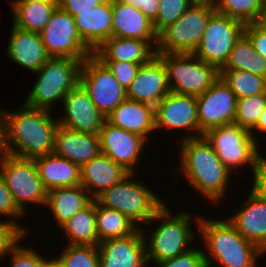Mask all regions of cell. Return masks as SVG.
<instances>
[{
  "label": "cell",
  "mask_w": 266,
  "mask_h": 267,
  "mask_svg": "<svg viewBox=\"0 0 266 267\" xmlns=\"http://www.w3.org/2000/svg\"><path fill=\"white\" fill-rule=\"evenodd\" d=\"M108 0H58V5L73 17L78 12H86L97 5L104 4Z\"/></svg>",
  "instance_id": "f6af8a7d"
},
{
  "label": "cell",
  "mask_w": 266,
  "mask_h": 267,
  "mask_svg": "<svg viewBox=\"0 0 266 267\" xmlns=\"http://www.w3.org/2000/svg\"><path fill=\"white\" fill-rule=\"evenodd\" d=\"M256 24L260 26L263 30L266 31V2L261 9V13L259 19L257 20Z\"/></svg>",
  "instance_id": "816d5d0a"
},
{
  "label": "cell",
  "mask_w": 266,
  "mask_h": 267,
  "mask_svg": "<svg viewBox=\"0 0 266 267\" xmlns=\"http://www.w3.org/2000/svg\"><path fill=\"white\" fill-rule=\"evenodd\" d=\"M244 35L252 43L254 50L266 60V31L252 23L245 25Z\"/></svg>",
  "instance_id": "ee69618b"
},
{
  "label": "cell",
  "mask_w": 266,
  "mask_h": 267,
  "mask_svg": "<svg viewBox=\"0 0 266 267\" xmlns=\"http://www.w3.org/2000/svg\"><path fill=\"white\" fill-rule=\"evenodd\" d=\"M53 153L82 167L101 153L99 136L73 131L58 125Z\"/></svg>",
  "instance_id": "603a6c76"
},
{
  "label": "cell",
  "mask_w": 266,
  "mask_h": 267,
  "mask_svg": "<svg viewBox=\"0 0 266 267\" xmlns=\"http://www.w3.org/2000/svg\"><path fill=\"white\" fill-rule=\"evenodd\" d=\"M106 121L116 127L150 140L155 133V107L146 103L125 99L107 117ZM149 139V140H148Z\"/></svg>",
  "instance_id": "cb8c5ba5"
},
{
  "label": "cell",
  "mask_w": 266,
  "mask_h": 267,
  "mask_svg": "<svg viewBox=\"0 0 266 267\" xmlns=\"http://www.w3.org/2000/svg\"><path fill=\"white\" fill-rule=\"evenodd\" d=\"M76 30L82 41L94 51L112 37V0L74 16Z\"/></svg>",
  "instance_id": "484cf974"
},
{
  "label": "cell",
  "mask_w": 266,
  "mask_h": 267,
  "mask_svg": "<svg viewBox=\"0 0 266 267\" xmlns=\"http://www.w3.org/2000/svg\"><path fill=\"white\" fill-rule=\"evenodd\" d=\"M41 2V1H58V0H12L11 2Z\"/></svg>",
  "instance_id": "f5cc1de1"
},
{
  "label": "cell",
  "mask_w": 266,
  "mask_h": 267,
  "mask_svg": "<svg viewBox=\"0 0 266 267\" xmlns=\"http://www.w3.org/2000/svg\"><path fill=\"white\" fill-rule=\"evenodd\" d=\"M166 205H168V203L145 224L147 226L151 225V222L152 224L156 221L158 223L160 222L159 224L157 223L156 228L148 234V231L145 230L148 229L146 226L141 228L146 243V259L148 266L149 264L151 266L152 262V264L155 265L158 262L174 258L188 251L192 248L190 245L198 240L196 238L198 234L194 232L192 226L196 224V229L198 230L201 214L195 216V214L193 215L188 212V209L187 211L183 210L184 212L179 211L176 214H172L173 211L169 210V207ZM194 216L195 218H193ZM193 219L194 223L192 222Z\"/></svg>",
  "instance_id": "277c9868"
},
{
  "label": "cell",
  "mask_w": 266,
  "mask_h": 267,
  "mask_svg": "<svg viewBox=\"0 0 266 267\" xmlns=\"http://www.w3.org/2000/svg\"><path fill=\"white\" fill-rule=\"evenodd\" d=\"M79 82L105 118L127 98L123 86L94 55L82 62Z\"/></svg>",
  "instance_id": "4fadbf2b"
},
{
  "label": "cell",
  "mask_w": 266,
  "mask_h": 267,
  "mask_svg": "<svg viewBox=\"0 0 266 267\" xmlns=\"http://www.w3.org/2000/svg\"><path fill=\"white\" fill-rule=\"evenodd\" d=\"M18 109L7 111L0 107L2 152L25 159L53 153L57 117L52 111L25 104Z\"/></svg>",
  "instance_id": "6da1fadb"
},
{
  "label": "cell",
  "mask_w": 266,
  "mask_h": 267,
  "mask_svg": "<svg viewBox=\"0 0 266 267\" xmlns=\"http://www.w3.org/2000/svg\"><path fill=\"white\" fill-rule=\"evenodd\" d=\"M112 36L145 41H158L153 22L140 9L112 0Z\"/></svg>",
  "instance_id": "d4e9b609"
},
{
  "label": "cell",
  "mask_w": 266,
  "mask_h": 267,
  "mask_svg": "<svg viewBox=\"0 0 266 267\" xmlns=\"http://www.w3.org/2000/svg\"><path fill=\"white\" fill-rule=\"evenodd\" d=\"M163 128L190 132L184 133L180 140L199 137L196 96L169 92L155 106V130Z\"/></svg>",
  "instance_id": "5bb4252c"
},
{
  "label": "cell",
  "mask_w": 266,
  "mask_h": 267,
  "mask_svg": "<svg viewBox=\"0 0 266 267\" xmlns=\"http://www.w3.org/2000/svg\"><path fill=\"white\" fill-rule=\"evenodd\" d=\"M94 199L81 185L50 189L47 194L46 210L52 213L58 229L74 214L88 206Z\"/></svg>",
  "instance_id": "f1b7e54d"
},
{
  "label": "cell",
  "mask_w": 266,
  "mask_h": 267,
  "mask_svg": "<svg viewBox=\"0 0 266 267\" xmlns=\"http://www.w3.org/2000/svg\"><path fill=\"white\" fill-rule=\"evenodd\" d=\"M165 65L170 92L198 96L220 77V70L193 53L156 54Z\"/></svg>",
  "instance_id": "9c48e42d"
},
{
  "label": "cell",
  "mask_w": 266,
  "mask_h": 267,
  "mask_svg": "<svg viewBox=\"0 0 266 267\" xmlns=\"http://www.w3.org/2000/svg\"><path fill=\"white\" fill-rule=\"evenodd\" d=\"M169 92L165 65L156 55L148 63L140 65L126 90V97L155 107Z\"/></svg>",
  "instance_id": "ffe728a7"
},
{
  "label": "cell",
  "mask_w": 266,
  "mask_h": 267,
  "mask_svg": "<svg viewBox=\"0 0 266 267\" xmlns=\"http://www.w3.org/2000/svg\"><path fill=\"white\" fill-rule=\"evenodd\" d=\"M109 71L113 74L115 79L123 86L125 90L128 89L140 68V64L130 62H102Z\"/></svg>",
  "instance_id": "b9f144b4"
},
{
  "label": "cell",
  "mask_w": 266,
  "mask_h": 267,
  "mask_svg": "<svg viewBox=\"0 0 266 267\" xmlns=\"http://www.w3.org/2000/svg\"><path fill=\"white\" fill-rule=\"evenodd\" d=\"M191 5L190 0H160L158 15L153 22L155 32L159 34L175 23Z\"/></svg>",
  "instance_id": "74e56055"
},
{
  "label": "cell",
  "mask_w": 266,
  "mask_h": 267,
  "mask_svg": "<svg viewBox=\"0 0 266 267\" xmlns=\"http://www.w3.org/2000/svg\"><path fill=\"white\" fill-rule=\"evenodd\" d=\"M139 227L121 212L96 203V230L98 244L108 239L123 238Z\"/></svg>",
  "instance_id": "1f68e13d"
},
{
  "label": "cell",
  "mask_w": 266,
  "mask_h": 267,
  "mask_svg": "<svg viewBox=\"0 0 266 267\" xmlns=\"http://www.w3.org/2000/svg\"><path fill=\"white\" fill-rule=\"evenodd\" d=\"M196 98L199 137L211 128L234 124L237 97L221 76Z\"/></svg>",
  "instance_id": "9a60e30c"
},
{
  "label": "cell",
  "mask_w": 266,
  "mask_h": 267,
  "mask_svg": "<svg viewBox=\"0 0 266 267\" xmlns=\"http://www.w3.org/2000/svg\"><path fill=\"white\" fill-rule=\"evenodd\" d=\"M62 252L56 254L64 267H99L97 246L63 245Z\"/></svg>",
  "instance_id": "8d00e7d4"
},
{
  "label": "cell",
  "mask_w": 266,
  "mask_h": 267,
  "mask_svg": "<svg viewBox=\"0 0 266 267\" xmlns=\"http://www.w3.org/2000/svg\"><path fill=\"white\" fill-rule=\"evenodd\" d=\"M1 216L5 217V221H8L15 225L23 234H29V228L27 229L26 225L24 226V224L22 225L19 223V221L23 219L25 215L18 209V207L14 203L11 196V192L7 188L4 179L0 175V217ZM16 218H18V220Z\"/></svg>",
  "instance_id": "ab89813d"
},
{
  "label": "cell",
  "mask_w": 266,
  "mask_h": 267,
  "mask_svg": "<svg viewBox=\"0 0 266 267\" xmlns=\"http://www.w3.org/2000/svg\"><path fill=\"white\" fill-rule=\"evenodd\" d=\"M12 25L31 32L40 33L48 23L58 1L11 2Z\"/></svg>",
  "instance_id": "4dcf8cb0"
},
{
  "label": "cell",
  "mask_w": 266,
  "mask_h": 267,
  "mask_svg": "<svg viewBox=\"0 0 266 267\" xmlns=\"http://www.w3.org/2000/svg\"><path fill=\"white\" fill-rule=\"evenodd\" d=\"M39 177L49 191L81 185V167L54 153L34 159Z\"/></svg>",
  "instance_id": "83f0119b"
},
{
  "label": "cell",
  "mask_w": 266,
  "mask_h": 267,
  "mask_svg": "<svg viewBox=\"0 0 266 267\" xmlns=\"http://www.w3.org/2000/svg\"><path fill=\"white\" fill-rule=\"evenodd\" d=\"M134 178L135 173H129L120 182L98 194L94 201L121 212L142 228V224H147L166 203L149 186Z\"/></svg>",
  "instance_id": "5b68a950"
},
{
  "label": "cell",
  "mask_w": 266,
  "mask_h": 267,
  "mask_svg": "<svg viewBox=\"0 0 266 267\" xmlns=\"http://www.w3.org/2000/svg\"><path fill=\"white\" fill-rule=\"evenodd\" d=\"M58 230H63L68 240L67 245L97 246L96 202L74 214Z\"/></svg>",
  "instance_id": "f546056e"
},
{
  "label": "cell",
  "mask_w": 266,
  "mask_h": 267,
  "mask_svg": "<svg viewBox=\"0 0 266 267\" xmlns=\"http://www.w3.org/2000/svg\"><path fill=\"white\" fill-rule=\"evenodd\" d=\"M0 175L11 192L12 199L24 214L32 204L45 208L48 190L42 183L34 159L19 158L7 153L0 154Z\"/></svg>",
  "instance_id": "ba28073f"
},
{
  "label": "cell",
  "mask_w": 266,
  "mask_h": 267,
  "mask_svg": "<svg viewBox=\"0 0 266 267\" xmlns=\"http://www.w3.org/2000/svg\"><path fill=\"white\" fill-rule=\"evenodd\" d=\"M244 201L227 219L246 240L266 254V198L252 186Z\"/></svg>",
  "instance_id": "ac0fdd59"
},
{
  "label": "cell",
  "mask_w": 266,
  "mask_h": 267,
  "mask_svg": "<svg viewBox=\"0 0 266 267\" xmlns=\"http://www.w3.org/2000/svg\"><path fill=\"white\" fill-rule=\"evenodd\" d=\"M205 217L201 216L197 232L204 243L207 267L214 263L221 267H259L257 259L265 253L258 246L246 240L227 218Z\"/></svg>",
  "instance_id": "3957f363"
},
{
  "label": "cell",
  "mask_w": 266,
  "mask_h": 267,
  "mask_svg": "<svg viewBox=\"0 0 266 267\" xmlns=\"http://www.w3.org/2000/svg\"><path fill=\"white\" fill-rule=\"evenodd\" d=\"M83 61L74 58L50 57L38 71L32 73L38 74L36 82L23 104L52 111L57 107L55 105L62 103L66 94L79 82Z\"/></svg>",
  "instance_id": "8992f818"
},
{
  "label": "cell",
  "mask_w": 266,
  "mask_h": 267,
  "mask_svg": "<svg viewBox=\"0 0 266 267\" xmlns=\"http://www.w3.org/2000/svg\"><path fill=\"white\" fill-rule=\"evenodd\" d=\"M122 3L133 6L141 10V12L152 22L156 20L158 15L160 0H119Z\"/></svg>",
  "instance_id": "bcb514c9"
},
{
  "label": "cell",
  "mask_w": 266,
  "mask_h": 267,
  "mask_svg": "<svg viewBox=\"0 0 266 267\" xmlns=\"http://www.w3.org/2000/svg\"><path fill=\"white\" fill-rule=\"evenodd\" d=\"M129 174L121 165L100 153L81 167V186L94 199Z\"/></svg>",
  "instance_id": "4316f807"
},
{
  "label": "cell",
  "mask_w": 266,
  "mask_h": 267,
  "mask_svg": "<svg viewBox=\"0 0 266 267\" xmlns=\"http://www.w3.org/2000/svg\"><path fill=\"white\" fill-rule=\"evenodd\" d=\"M60 106L64 111L57 117L58 124L73 131L98 135L106 120L80 82L66 94Z\"/></svg>",
  "instance_id": "e0dca14e"
},
{
  "label": "cell",
  "mask_w": 266,
  "mask_h": 267,
  "mask_svg": "<svg viewBox=\"0 0 266 267\" xmlns=\"http://www.w3.org/2000/svg\"><path fill=\"white\" fill-rule=\"evenodd\" d=\"M220 70H243L266 78V60L254 50L252 43L243 34Z\"/></svg>",
  "instance_id": "d6a6232c"
},
{
  "label": "cell",
  "mask_w": 266,
  "mask_h": 267,
  "mask_svg": "<svg viewBox=\"0 0 266 267\" xmlns=\"http://www.w3.org/2000/svg\"><path fill=\"white\" fill-rule=\"evenodd\" d=\"M28 235H23L8 251L6 257L9 256L10 267H42L44 259L46 258L40 252L30 248H26L21 242ZM21 244V245H20Z\"/></svg>",
  "instance_id": "f35d334b"
},
{
  "label": "cell",
  "mask_w": 266,
  "mask_h": 267,
  "mask_svg": "<svg viewBox=\"0 0 266 267\" xmlns=\"http://www.w3.org/2000/svg\"><path fill=\"white\" fill-rule=\"evenodd\" d=\"M266 0H220L216 11L242 22L256 23Z\"/></svg>",
  "instance_id": "e575fe53"
},
{
  "label": "cell",
  "mask_w": 266,
  "mask_h": 267,
  "mask_svg": "<svg viewBox=\"0 0 266 267\" xmlns=\"http://www.w3.org/2000/svg\"><path fill=\"white\" fill-rule=\"evenodd\" d=\"M237 99L266 92V78L243 70H220Z\"/></svg>",
  "instance_id": "836d02e7"
},
{
  "label": "cell",
  "mask_w": 266,
  "mask_h": 267,
  "mask_svg": "<svg viewBox=\"0 0 266 267\" xmlns=\"http://www.w3.org/2000/svg\"><path fill=\"white\" fill-rule=\"evenodd\" d=\"M98 136L102 154L121 165L129 173L136 174L138 172L136 167L140 165V155L146 148L145 146L149 144L145 138L116 127L106 120Z\"/></svg>",
  "instance_id": "2e32d148"
},
{
  "label": "cell",
  "mask_w": 266,
  "mask_h": 267,
  "mask_svg": "<svg viewBox=\"0 0 266 267\" xmlns=\"http://www.w3.org/2000/svg\"><path fill=\"white\" fill-rule=\"evenodd\" d=\"M39 35L50 57L85 60L93 55L78 35L74 17L59 5Z\"/></svg>",
  "instance_id": "8fae6325"
},
{
  "label": "cell",
  "mask_w": 266,
  "mask_h": 267,
  "mask_svg": "<svg viewBox=\"0 0 266 267\" xmlns=\"http://www.w3.org/2000/svg\"><path fill=\"white\" fill-rule=\"evenodd\" d=\"M2 153V148H1V115H0V154Z\"/></svg>",
  "instance_id": "db71d44e"
},
{
  "label": "cell",
  "mask_w": 266,
  "mask_h": 267,
  "mask_svg": "<svg viewBox=\"0 0 266 267\" xmlns=\"http://www.w3.org/2000/svg\"><path fill=\"white\" fill-rule=\"evenodd\" d=\"M193 5L209 6L216 9L220 3V0H190Z\"/></svg>",
  "instance_id": "f907efd6"
},
{
  "label": "cell",
  "mask_w": 266,
  "mask_h": 267,
  "mask_svg": "<svg viewBox=\"0 0 266 267\" xmlns=\"http://www.w3.org/2000/svg\"><path fill=\"white\" fill-rule=\"evenodd\" d=\"M42 267H64L60 259L55 256L54 258H48V256L44 259Z\"/></svg>",
  "instance_id": "681fc988"
},
{
  "label": "cell",
  "mask_w": 266,
  "mask_h": 267,
  "mask_svg": "<svg viewBox=\"0 0 266 267\" xmlns=\"http://www.w3.org/2000/svg\"><path fill=\"white\" fill-rule=\"evenodd\" d=\"M97 247L99 267H149L141 228L129 236L102 241Z\"/></svg>",
  "instance_id": "d6986e66"
},
{
  "label": "cell",
  "mask_w": 266,
  "mask_h": 267,
  "mask_svg": "<svg viewBox=\"0 0 266 267\" xmlns=\"http://www.w3.org/2000/svg\"><path fill=\"white\" fill-rule=\"evenodd\" d=\"M215 11L209 6L192 4L175 23L158 34L156 54L194 53Z\"/></svg>",
  "instance_id": "30bf717a"
},
{
  "label": "cell",
  "mask_w": 266,
  "mask_h": 267,
  "mask_svg": "<svg viewBox=\"0 0 266 267\" xmlns=\"http://www.w3.org/2000/svg\"><path fill=\"white\" fill-rule=\"evenodd\" d=\"M157 41L110 37L93 51L101 62L146 64L156 56Z\"/></svg>",
  "instance_id": "44dd1931"
},
{
  "label": "cell",
  "mask_w": 266,
  "mask_h": 267,
  "mask_svg": "<svg viewBox=\"0 0 266 267\" xmlns=\"http://www.w3.org/2000/svg\"><path fill=\"white\" fill-rule=\"evenodd\" d=\"M179 172L210 204H220L228 195L232 172L221 162L204 136L180 141Z\"/></svg>",
  "instance_id": "7a4b0ae2"
},
{
  "label": "cell",
  "mask_w": 266,
  "mask_h": 267,
  "mask_svg": "<svg viewBox=\"0 0 266 267\" xmlns=\"http://www.w3.org/2000/svg\"><path fill=\"white\" fill-rule=\"evenodd\" d=\"M266 198V156L260 154L258 167L252 185Z\"/></svg>",
  "instance_id": "7dc6e473"
},
{
  "label": "cell",
  "mask_w": 266,
  "mask_h": 267,
  "mask_svg": "<svg viewBox=\"0 0 266 267\" xmlns=\"http://www.w3.org/2000/svg\"><path fill=\"white\" fill-rule=\"evenodd\" d=\"M258 135H261V136H264V134H266V107L265 109L263 110L261 116L259 117V120L257 122V124L250 130V134L252 135V137L254 138L255 142L257 144H259L260 146V141H258V136H256V134ZM262 133V134H261ZM255 135V136H254ZM257 137V138H256Z\"/></svg>",
  "instance_id": "c3c4849f"
},
{
  "label": "cell",
  "mask_w": 266,
  "mask_h": 267,
  "mask_svg": "<svg viewBox=\"0 0 266 267\" xmlns=\"http://www.w3.org/2000/svg\"><path fill=\"white\" fill-rule=\"evenodd\" d=\"M203 136L211 144L221 162L233 173L238 174L239 167H250L254 180L260 147L246 128L237 124L223 125L207 130ZM237 170V171H232Z\"/></svg>",
  "instance_id": "52a82bcc"
},
{
  "label": "cell",
  "mask_w": 266,
  "mask_h": 267,
  "mask_svg": "<svg viewBox=\"0 0 266 267\" xmlns=\"http://www.w3.org/2000/svg\"><path fill=\"white\" fill-rule=\"evenodd\" d=\"M156 267H207V265L203 249L193 247L174 258L158 262Z\"/></svg>",
  "instance_id": "60d3db41"
},
{
  "label": "cell",
  "mask_w": 266,
  "mask_h": 267,
  "mask_svg": "<svg viewBox=\"0 0 266 267\" xmlns=\"http://www.w3.org/2000/svg\"><path fill=\"white\" fill-rule=\"evenodd\" d=\"M24 234L12 223L0 219V260Z\"/></svg>",
  "instance_id": "7bdbcfd3"
},
{
  "label": "cell",
  "mask_w": 266,
  "mask_h": 267,
  "mask_svg": "<svg viewBox=\"0 0 266 267\" xmlns=\"http://www.w3.org/2000/svg\"><path fill=\"white\" fill-rule=\"evenodd\" d=\"M266 107V92L237 99L234 124L249 131L257 124Z\"/></svg>",
  "instance_id": "d590c367"
},
{
  "label": "cell",
  "mask_w": 266,
  "mask_h": 267,
  "mask_svg": "<svg viewBox=\"0 0 266 267\" xmlns=\"http://www.w3.org/2000/svg\"><path fill=\"white\" fill-rule=\"evenodd\" d=\"M6 57L34 73L50 58L39 33L26 31L12 25Z\"/></svg>",
  "instance_id": "7402d4cb"
},
{
  "label": "cell",
  "mask_w": 266,
  "mask_h": 267,
  "mask_svg": "<svg viewBox=\"0 0 266 267\" xmlns=\"http://www.w3.org/2000/svg\"><path fill=\"white\" fill-rule=\"evenodd\" d=\"M244 27L242 22L215 11L193 54L220 70L227 62L235 43L244 34Z\"/></svg>",
  "instance_id": "7c38bea8"
}]
</instances>
